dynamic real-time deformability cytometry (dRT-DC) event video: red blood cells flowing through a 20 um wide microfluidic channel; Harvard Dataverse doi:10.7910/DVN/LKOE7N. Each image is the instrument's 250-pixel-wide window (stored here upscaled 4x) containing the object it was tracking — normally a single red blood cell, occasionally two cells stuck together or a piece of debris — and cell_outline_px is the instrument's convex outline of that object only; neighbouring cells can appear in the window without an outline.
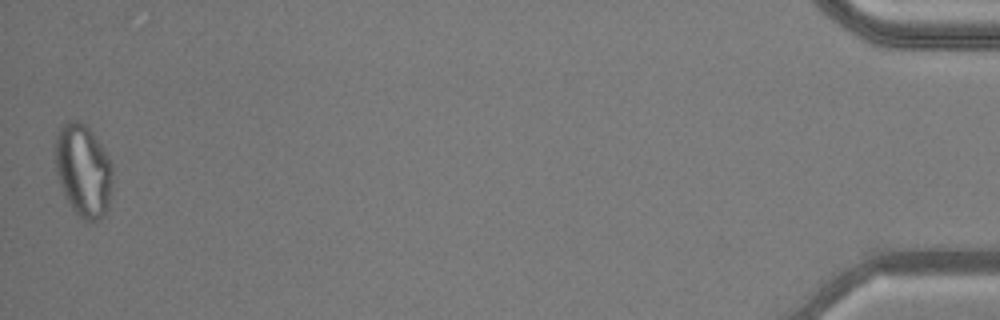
{"species": "common noctule bat (a hibernating species)", "species_latin": "Nyctalus noctula", "temperature_condition": "warm", "stored_images_in_passage": 50, "camera_frame_rate_fps": 3000, "um_per_image_px": 0.085, "animal": {"sex": "male", "body_mass_g": 20.5, "forearm_length_mm": 52.5}, "frame": {"image": 1, "passage_image": 50, "time_ms": 16.333, "image_size_px": [1000, 320], "cell_outline_px": [[112, 184], [108, 208], [104, 216], [92, 224], [88, 224], [72, 208], [64, 196], [56, 172], [56, 136], [60, 128], [68, 120], [80, 120], [88, 124], [104, 148], [112, 164]], "centroid_in_image_um": [7.1, 14.49], "position_along_channel_um": 428.1, "area_um2": 31.44}, "authors_computed_cell_mechanics": {"area_um2": 26.0967, "velocity_mm_per_s": 3.8721, "shape_relaxation_time_tau1_ms": null, "shape_relaxation_time_tau2_ms": 1.7882, "deformation_change_tau1": null, "deformation_change_tau2": 0.0794}}